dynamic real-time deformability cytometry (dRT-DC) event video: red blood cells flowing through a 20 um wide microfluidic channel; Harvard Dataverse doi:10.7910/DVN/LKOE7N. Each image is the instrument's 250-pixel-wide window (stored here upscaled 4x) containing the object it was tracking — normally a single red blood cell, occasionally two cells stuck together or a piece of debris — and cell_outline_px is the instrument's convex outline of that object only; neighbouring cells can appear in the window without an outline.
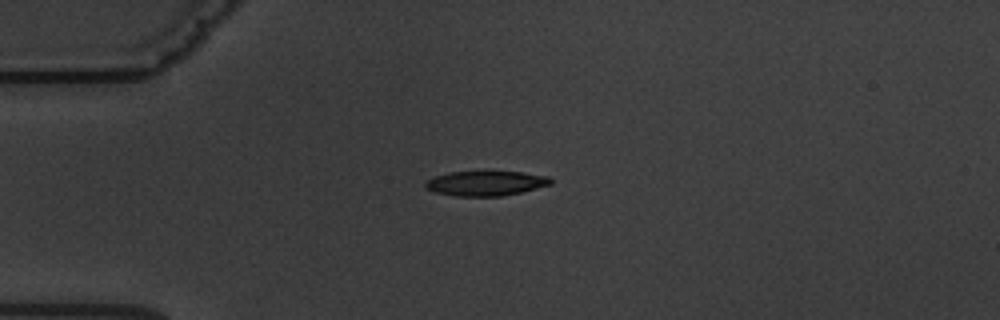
{"species": "common noctule bat (a hibernating species)", "species_latin": "Nyctalus noctula", "temperature_condition": "warm", "stored_images_in_passage": 2, "camera_frame_rate_fps": 3000, "um_per_image_px": 0.085, "animal": {"sex": "male", "body_mass_g": 19.5, "forearm_length_mm": 54.6}, "frame": {"image": 1, "passage_image": 1, "time_ms": 0.0, "image_size_px": [1000, 320], "cell_outline_px": [[552, 184], [520, 192], [500, 196], [456, 196], [436, 192], [428, 188], [424, 184], [428, 180], [436, 176], [448, 172], [524, 172], [548, 176], [552, 180]], "centroid_in_image_um": [41.32, 15.58], "position_along_channel_um": 43.7, "area_um2": 17.8}}